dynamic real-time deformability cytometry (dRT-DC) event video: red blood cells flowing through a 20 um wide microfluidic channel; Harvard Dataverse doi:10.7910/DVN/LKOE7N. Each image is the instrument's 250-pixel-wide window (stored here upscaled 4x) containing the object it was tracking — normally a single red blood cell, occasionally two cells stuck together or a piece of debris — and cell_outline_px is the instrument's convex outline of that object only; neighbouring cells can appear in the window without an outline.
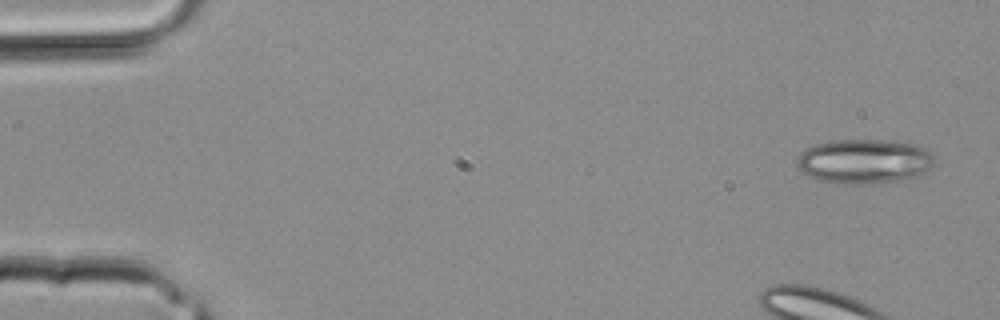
{"species": "common noctule bat (a hibernating species)", "species_latin": "Nyctalus noctula", "temperature_condition": "room temperature", "stored_images_in_passage": 14, "camera_frame_rate_fps": 3000, "um_per_image_px": 0.085, "animal": {"sex": "male", "body_mass_g": 20.4}, "frame": {"image": 1, "passage_image": 1, "time_ms": 0.0, "image_size_px": [1000, 320], "cell_outline_px": [[932, 164], [920, 176], [908, 180], [816, 180], [804, 172], [796, 164], [796, 160], [800, 152], [804, 148], [828, 140], [884, 140], [916, 144], [924, 148], [932, 156]], "centroid_in_image_um": [73.44, 13.64], "position_along_channel_um": 11.6, "area_um2": 34.28}}